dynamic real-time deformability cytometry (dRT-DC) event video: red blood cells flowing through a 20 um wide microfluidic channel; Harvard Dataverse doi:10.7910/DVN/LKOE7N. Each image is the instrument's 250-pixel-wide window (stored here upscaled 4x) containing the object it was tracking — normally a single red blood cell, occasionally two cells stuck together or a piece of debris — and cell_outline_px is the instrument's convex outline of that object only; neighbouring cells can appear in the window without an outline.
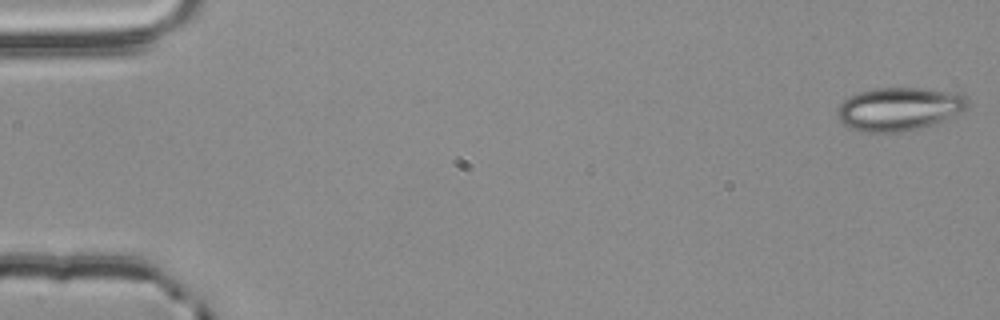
{"species": "common noctule bat (a hibernating species)", "species_latin": "Nyctalus noctula", "temperature_condition": "room temperature", "stored_images_in_passage": 20, "camera_frame_rate_fps": 3000, "um_per_image_px": 0.085, "animal": {"sex": "male", "body_mass_g": 20.4}, "frame": {"image": 1, "passage_image": 1, "time_ms": 0.0, "image_size_px": [1000, 320], "cell_outline_px": [[968, 108], [964, 112], [948, 120], [936, 124], [920, 128], [896, 132], [860, 132], [848, 128], [840, 120], [836, 112], [836, 108], [848, 96], [856, 92], [876, 88], [920, 88], [956, 92], [964, 96], [968, 100]], "centroid_in_image_um": [76.44, 9.27], "position_along_channel_um": 8.6, "area_um2": 33.47}}